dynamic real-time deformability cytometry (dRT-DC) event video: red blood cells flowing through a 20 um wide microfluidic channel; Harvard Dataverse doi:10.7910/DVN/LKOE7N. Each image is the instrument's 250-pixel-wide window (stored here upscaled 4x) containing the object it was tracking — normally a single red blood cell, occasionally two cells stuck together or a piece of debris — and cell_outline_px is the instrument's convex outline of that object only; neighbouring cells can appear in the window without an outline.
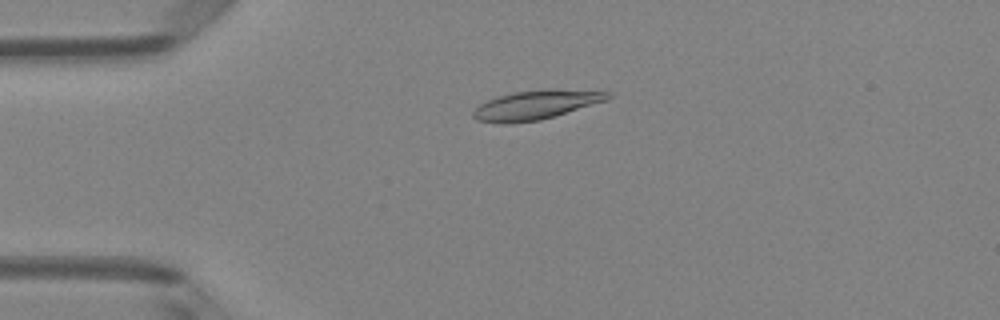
{"species": "Egyptian fruit bat (a non-hibernating species)", "species_latin": "Rousettus aegyptiacus", "temperature_condition": "room temperature", "stored_images_in_passage": 50, "camera_frame_rate_fps": 3000, "um_per_image_px": 0.085, "animal": {"sex": "female"}, "frame": {"image": 1, "passage_image": 12, "time_ms": 3.667, "image_size_px": [1000, 320], "cell_outline_px": [[612, 96], [608, 100], [540, 120], [504, 124], [476, 120], [472, 116], [472, 112], [480, 104], [488, 100], [500, 96], [516, 92], [548, 88], [552, 88], [612, 92]], "centroid_in_image_um": [45.58, 8.91], "position_along_channel_um": 39.4, "area_um2": 22.83}}
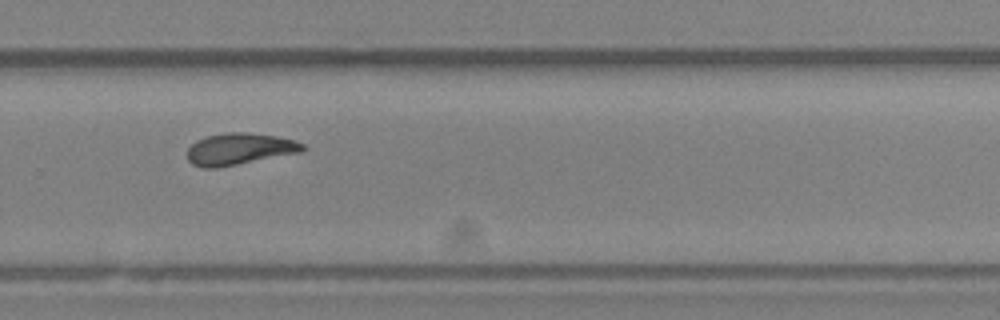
{"frame": {"image": 2, "passage_image": 34, "time_ms": 11.0, "image_size_px": [1000, 320], "cell_outline_px": [[304, 148], [300, 152], [216, 168], [204, 168], [192, 164], [188, 160], [188, 148], [196, 140], [204, 136], [228, 132], [244, 132], [276, 136], [292, 140], [304, 144]], "centroid_in_image_um": [20.29, 12.66], "position_along_channel_um": 309.5, "area_um2": 21.04}}
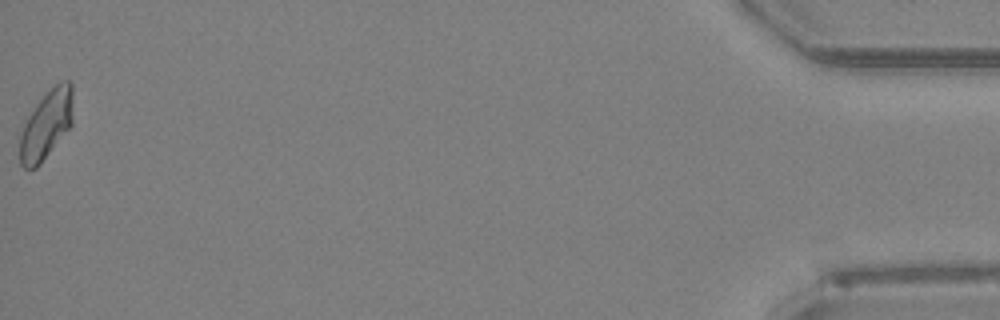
{"frame": {"image": 3, "passage_image": 50, "time_ms": 16.333, "image_size_px": [1000, 320], "cell_outline_px": [[72, 124], [40, 164], [36, 168], [24, 168], [20, 164], [20, 136], [24, 124], [28, 116], [36, 104], [60, 80], [72, 80]], "centroid_in_image_um": [3.94, 10.59], "position_along_channel_um": 431.3, "area_um2": 20.98}, "authors_computed_cell_mechanics": {"area_um2": 21.097, "velocity_mm_per_s": 4.096, "shape_relaxation_time_tau1_ms": null, "shape_relaxation_time_tau2_ms": 3.3136, "deformation_change_tau1": null, "deformation_change_tau2": 0.0956}}